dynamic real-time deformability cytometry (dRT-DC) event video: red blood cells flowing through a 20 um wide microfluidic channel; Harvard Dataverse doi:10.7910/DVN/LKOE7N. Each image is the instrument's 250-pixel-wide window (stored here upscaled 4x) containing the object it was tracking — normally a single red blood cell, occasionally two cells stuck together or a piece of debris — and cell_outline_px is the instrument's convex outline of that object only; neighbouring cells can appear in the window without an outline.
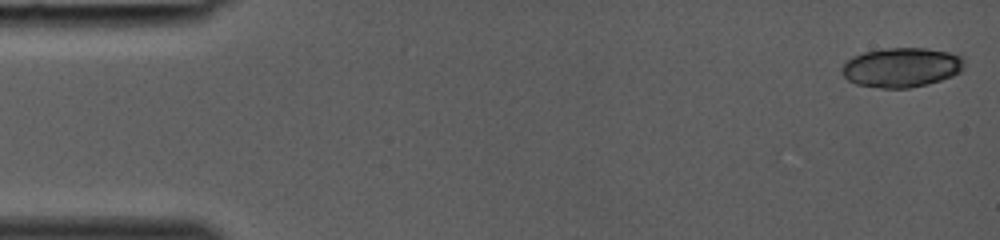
{"species": "common noctule bat (a hibernating species)", "species_latin": "Nyctalus noctula", "temperature_condition": "room temperature", "stored_images_in_passage": 39, "camera_frame_rate_fps": 3000, "um_per_image_px": 0.085, "animal": {"sex": "female", "body_mass_g": 19.0, "forearm_length_mm": 53.3}, "frame": {"image": 1, "passage_image": 1, "time_ms": 0.0, "image_size_px": [1000, 240], "cell_outline_px": [[964, 68], [960, 72], [952, 76], [928, 84], [908, 88], [880, 88], [856, 84], [848, 80], [844, 76], [840, 68], [852, 56], [864, 52], [884, 48], [924, 48], [960, 52], [964, 56]], "centroid_in_image_um": [76.69, 5.71], "position_along_channel_um": 8.3, "area_um2": 28.67}}
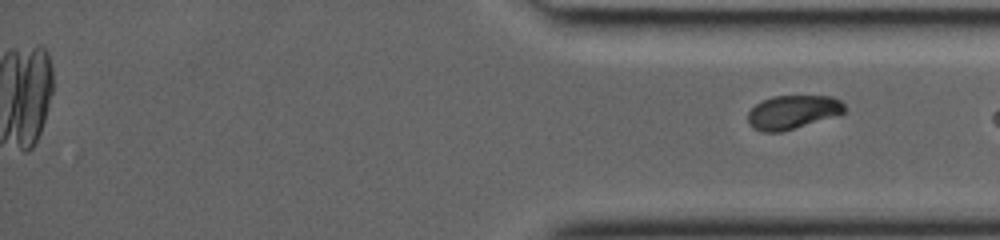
{"frame": {"image": 2, "passage_image": 39, "time_ms": 12.667, "image_size_px": [1000, 240], "cell_outline_px": [[848, 108], [840, 116], [780, 132], [764, 132], [752, 128], [748, 124], [748, 112], [756, 104], [772, 96], [832, 96], [840, 100]], "centroid_in_image_um": [67.43, 9.54], "position_along_channel_um": 367.8, "area_um2": 19.31}}